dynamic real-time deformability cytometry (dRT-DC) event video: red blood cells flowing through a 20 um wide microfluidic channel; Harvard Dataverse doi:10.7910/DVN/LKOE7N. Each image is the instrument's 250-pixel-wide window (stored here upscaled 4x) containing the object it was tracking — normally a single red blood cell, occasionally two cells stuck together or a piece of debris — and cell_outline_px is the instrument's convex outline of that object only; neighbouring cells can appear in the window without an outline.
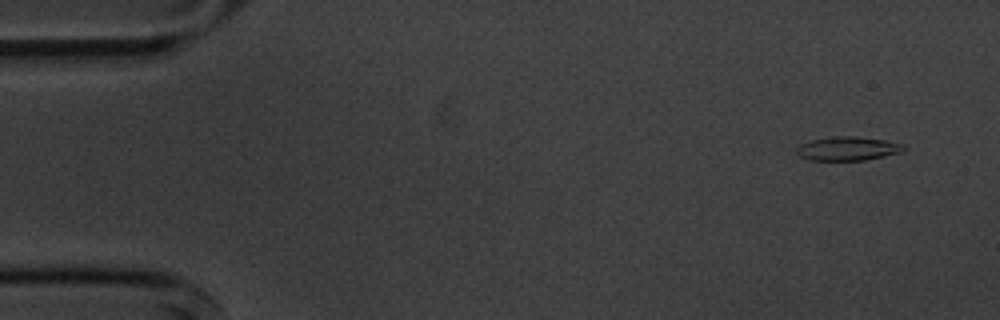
{"species": "common noctule bat (a hibernating species)", "species_latin": "Nyctalus noctula", "temperature_condition": "cold", "stored_images_in_passage": 7, "camera_frame_rate_fps": 3000, "um_per_image_px": 0.085, "animal": {"sex": "male", "body_mass_g": 20.1, "forearm_length_mm": 53.5}, "frame": {"image": 1, "passage_image": 1, "time_ms": 0.0, "image_size_px": [1000, 320], "cell_outline_px": [[908, 148], [900, 152], [884, 156], [864, 160], [812, 160], [800, 156], [796, 152], [796, 148], [800, 144], [812, 140], [832, 136], [856, 136], [884, 140], [904, 144]], "centroid_in_image_um": [72.07, 12.62], "position_along_channel_um": 12.9, "area_um2": 14.85}}
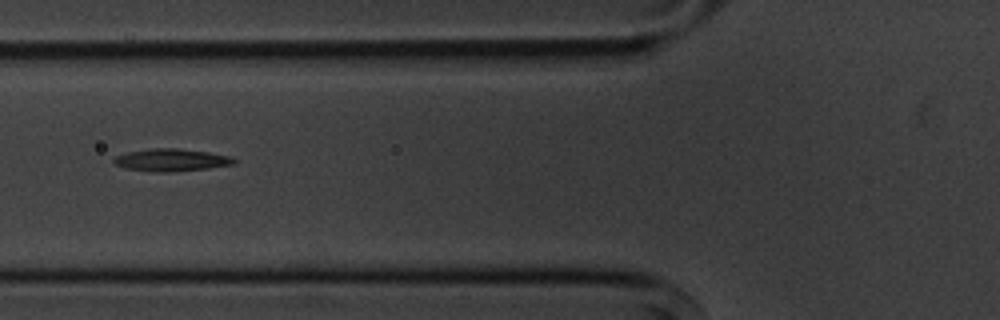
{"frame": {"image": 2, "passage_image": 6, "time_ms": 5.667, "image_size_px": [1000, 320], "cell_outline_px": [[236, 164], [208, 168], [164, 172], [156, 172], [128, 168], [116, 164], [112, 160], [116, 156], [128, 152], [148, 148], [176, 148], [208, 152], [232, 156], [236, 160]], "centroid_in_image_um": [14.6, 13.59], "position_along_channel_um": 111.2, "area_um2": 15.55}}
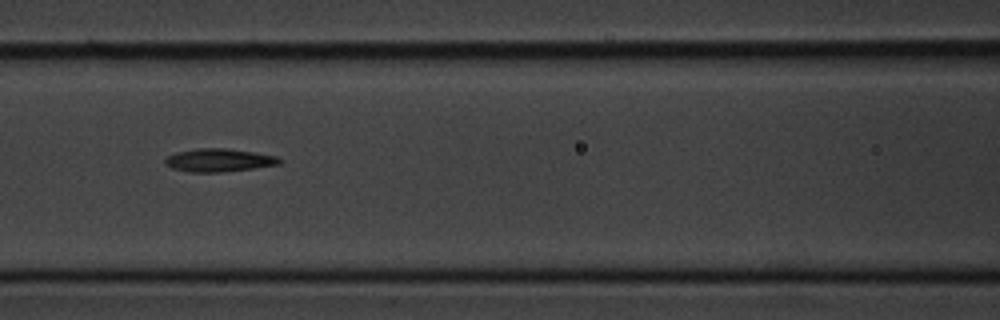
{"frame": {"image": 3, "passage_image": 7, "time_ms": 6.667, "image_size_px": [1000, 320], "cell_outline_px": [[284, 160], [280, 164], [224, 172], [188, 172], [172, 168], [164, 164], [164, 160], [168, 156], [176, 152], [196, 148], [228, 148], [256, 152], [276, 156]], "centroid_in_image_um": [18.61, 13.61], "position_along_channel_um": 148.0, "area_um2": 15.55}}